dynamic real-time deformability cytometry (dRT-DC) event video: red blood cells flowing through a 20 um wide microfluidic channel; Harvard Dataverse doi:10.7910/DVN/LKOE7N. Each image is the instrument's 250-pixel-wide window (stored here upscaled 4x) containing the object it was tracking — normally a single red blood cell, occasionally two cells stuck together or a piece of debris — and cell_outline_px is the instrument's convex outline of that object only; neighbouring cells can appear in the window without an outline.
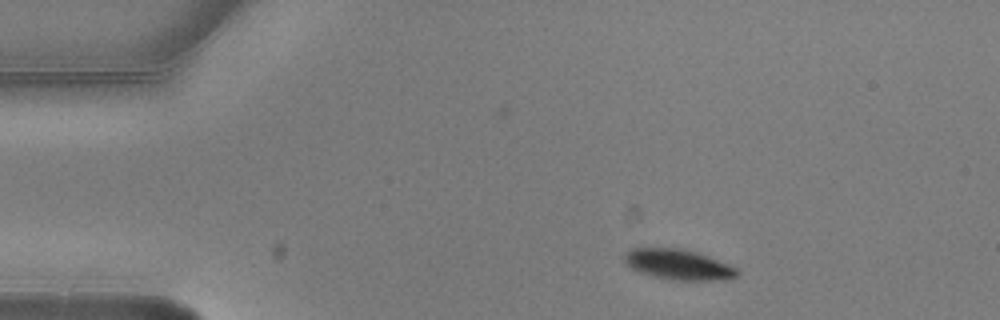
{"species": "common noctule bat (a hibernating species)", "species_latin": "Nyctalus noctula", "temperature_condition": "warm", "stored_images_in_passage": 3, "camera_frame_rate_fps": 3000, "um_per_image_px": 0.085, "animal": {"sex": "male", "body_mass_g": 20.5, "forearm_length_mm": 52.5}, "frame": {"image": 1, "passage_image": 1, "time_ms": 0.0, "image_size_px": [1000, 320], "cell_outline_px": [[740, 272], [736, 276], [728, 280], [672, 280], [640, 272], [632, 268], [624, 260], [624, 252], [632, 248], [680, 248], [696, 252], [708, 256], [728, 264], [736, 268]], "centroid_in_image_um": [57.68, 22.48], "position_along_channel_um": 27.3, "area_um2": 19.83}}